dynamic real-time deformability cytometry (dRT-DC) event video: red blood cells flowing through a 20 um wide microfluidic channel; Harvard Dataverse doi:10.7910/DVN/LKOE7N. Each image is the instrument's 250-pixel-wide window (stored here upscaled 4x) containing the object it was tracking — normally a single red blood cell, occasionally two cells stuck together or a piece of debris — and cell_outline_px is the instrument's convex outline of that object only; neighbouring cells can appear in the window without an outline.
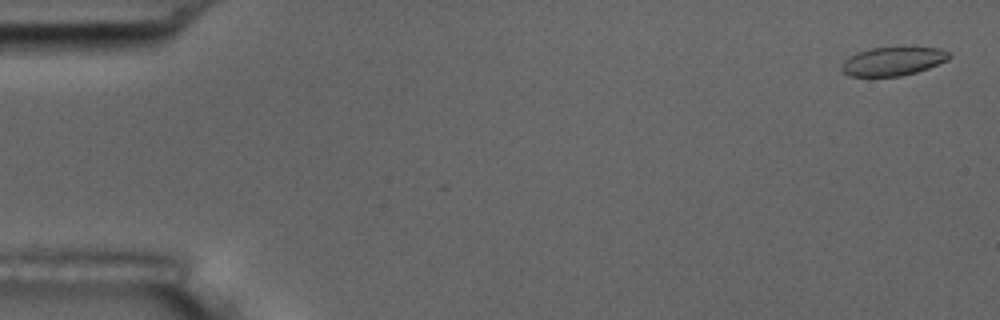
{"species": "common noctule bat (a hibernating species)", "species_latin": "Nyctalus noctula", "temperature_condition": "room temperature", "stored_images_in_passage": 56, "camera_frame_rate_fps": 3000, "um_per_image_px": 0.085, "animal": {"sex": "male", "body_mass_g": 17.5, "forearm_length_mm": 52.3}, "frame": {"image": 1, "passage_image": 2, "time_ms": 0.333, "image_size_px": [1000, 320], "cell_outline_px": [[952, 56], [948, 60], [928, 68], [916, 72], [900, 76], [852, 76], [844, 72], [840, 68], [840, 64], [844, 60], [856, 52], [872, 48], [940, 48], [948, 52]], "centroid_in_image_um": [75.88, 5.21], "position_along_channel_um": 9.1, "area_um2": 17.74}}
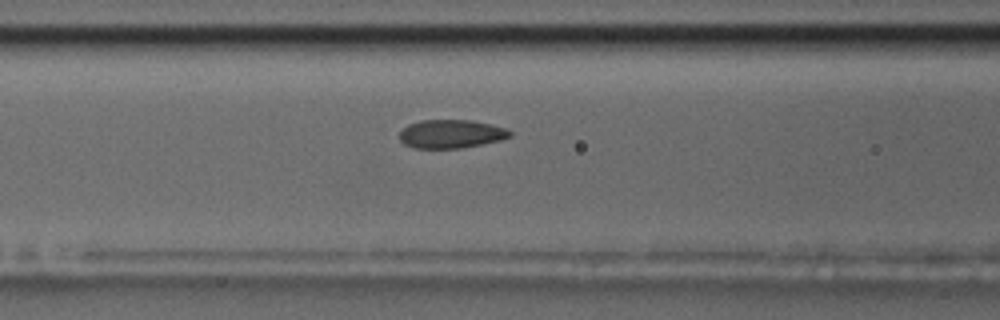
{"frame": {"image": 2, "passage_image": 23, "time_ms": 7.333, "image_size_px": [1000, 320], "cell_outline_px": [[512, 136], [500, 140], [460, 148], [416, 148], [404, 144], [400, 140], [400, 132], [408, 124], [420, 120], [472, 120], [508, 128], [512, 132]], "centroid_in_image_um": [38.36, 11.37], "position_along_channel_um": 128.2, "area_um2": 18.32}}
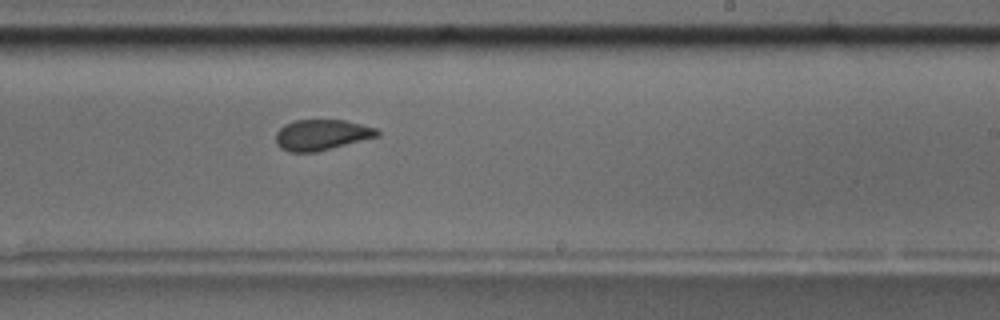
{"frame": {"image": 3, "passage_image": 34, "time_ms": 11.0, "image_size_px": [1000, 320], "cell_outline_px": [[380, 136], [316, 152], [292, 152], [280, 148], [276, 144], [276, 132], [284, 124], [296, 120], [344, 120], [376, 128], [380, 132]], "centroid_in_image_um": [27.33, 11.46], "position_along_channel_um": 261.7, "area_um2": 18.15}, "authors_computed_cell_mechanics": {"area_um2": 18.785, "velocity_mm_per_s": 3.652, "shape_relaxation_time_tau1_ms": null, "shape_relaxation_time_tau2_ms": 0.9951, "deformation_change_tau1": null, "deformation_change_tau2": 0.0544}}